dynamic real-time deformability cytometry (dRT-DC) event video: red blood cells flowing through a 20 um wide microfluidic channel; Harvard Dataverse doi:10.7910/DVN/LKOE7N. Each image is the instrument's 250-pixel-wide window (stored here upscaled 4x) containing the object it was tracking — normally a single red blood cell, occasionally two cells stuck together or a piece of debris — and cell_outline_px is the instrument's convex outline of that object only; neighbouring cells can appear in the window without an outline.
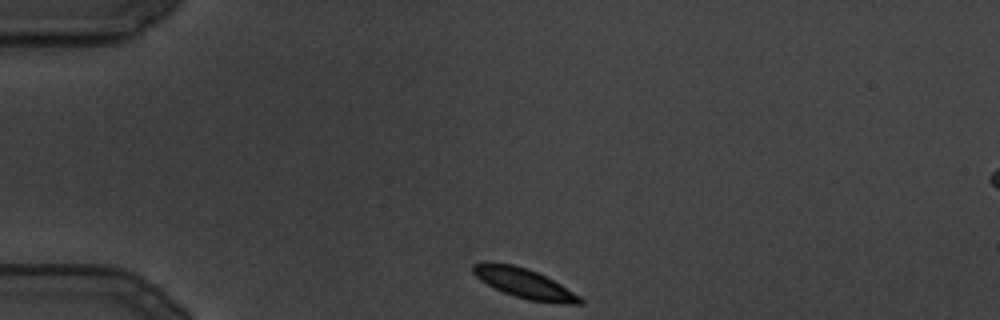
{"species": "common noctule bat (a hibernating species)", "species_latin": "Nyctalus noctula", "temperature_condition": "cold", "stored_images_in_passage": 98, "camera_frame_rate_fps": 3000, "um_per_image_px": 0.085, "animal": {"sex": "male", "body_mass_g": 19.5, "forearm_length_mm": 54.6}, "frame": {"image": 1, "passage_image": 1, "time_ms": 0.0, "image_size_px": [1000, 320], "cell_outline_px": [[584, 304], [564, 304], [528, 300], [504, 292], [480, 280], [472, 272], [472, 264], [512, 264], [528, 268], [560, 284], [580, 296], [584, 300]], "centroid_in_image_um": [44.63, 24.12], "position_along_channel_um": 40.4, "area_um2": 17.98}}
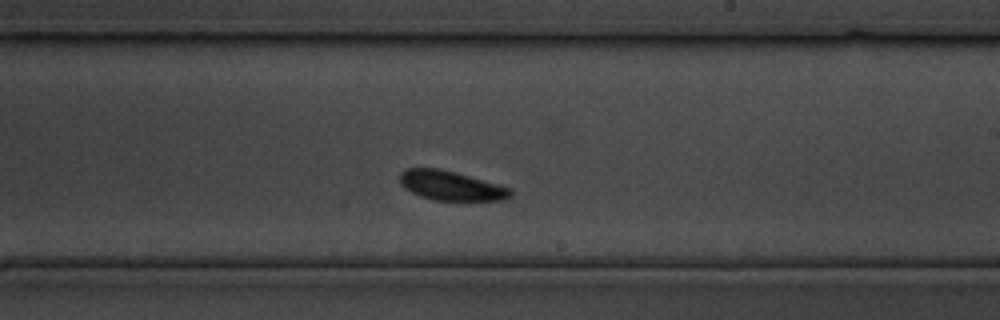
{"frame": {"image": 2, "passage_image": 48, "time_ms": 15.667, "image_size_px": [1000, 320], "cell_outline_px": [[512, 196], [500, 200], [432, 200], [420, 196], [404, 188], [400, 184], [400, 172], [404, 168], [436, 168], [456, 172], [512, 188]], "centroid_in_image_um": [38.31, 15.77], "position_along_channel_um": 250.7, "area_um2": 19.02}}
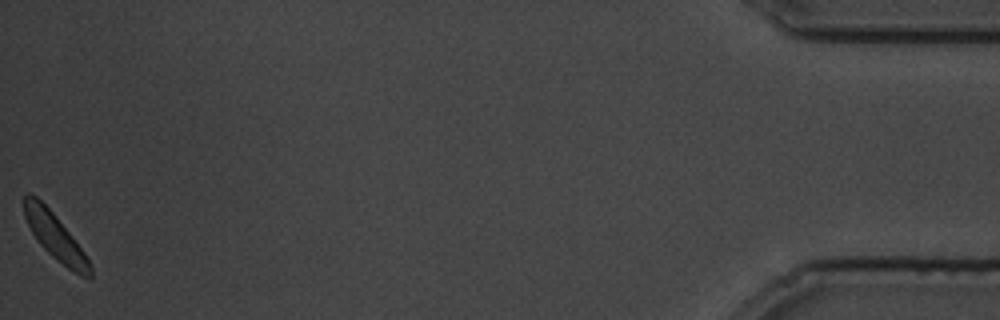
{"frame": {"image": 3, "passage_image": 98, "time_ms": 32.333, "image_size_px": [1000, 320], "cell_outline_px": [[92, 276], [80, 276], [56, 260], [36, 240], [24, 216], [24, 192], [28, 192], [36, 196], [52, 212], [84, 252], [92, 268]], "centroid_in_image_um": [4.66, 20.1], "position_along_channel_um": 430.5, "area_um2": 17.28}}